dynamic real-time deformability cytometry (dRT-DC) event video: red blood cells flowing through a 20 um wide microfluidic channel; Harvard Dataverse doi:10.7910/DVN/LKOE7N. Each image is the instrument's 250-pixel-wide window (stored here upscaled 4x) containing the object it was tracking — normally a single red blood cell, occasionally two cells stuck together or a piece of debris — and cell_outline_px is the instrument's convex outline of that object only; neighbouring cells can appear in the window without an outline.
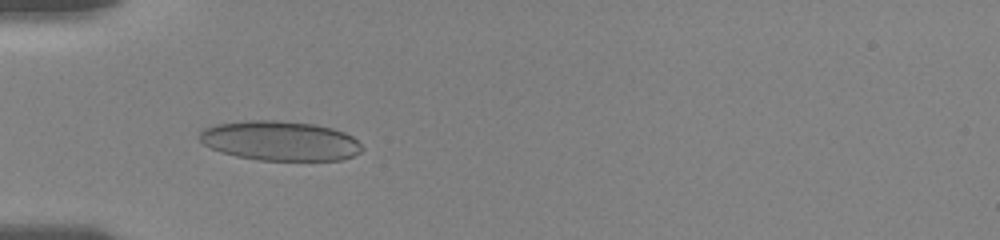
{"species": "human", "species_latin": "Homo sapiens", "temperature_condition": "room temperature", "stored_images_in_passage": 20, "camera_frame_rate_fps": 3000, "um_per_image_px": 0.085, "donor": {"sex": "female"}, "frame": {"image": 1, "passage_image": 1, "time_ms": 0.0, "image_size_px": [1000, 240], "cell_outline_px": [[364, 148], [360, 152], [352, 156], [340, 160], [256, 160], [236, 156], [220, 152], [204, 144], [196, 136], [200, 128], [216, 124], [244, 120], [276, 120], [316, 124], [332, 128], [344, 132], [352, 136]], "centroid_in_image_um": [23.74, 11.96], "position_along_channel_um": 61.3, "area_um2": 37.92}}
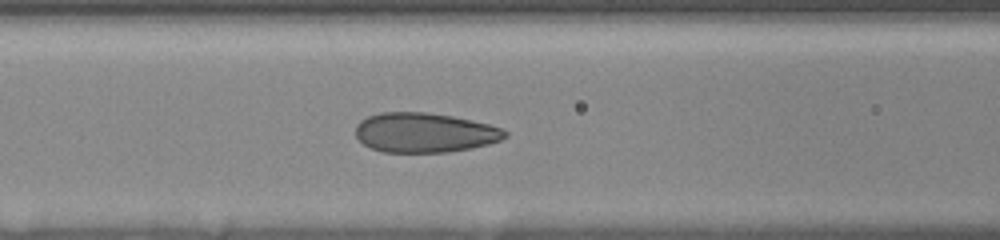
{"frame": {"image": 2, "passage_image": 8, "time_ms": 2.0, "image_size_px": [1000, 240], "cell_outline_px": [[508, 136], [500, 140], [488, 144], [472, 148], [448, 152], [384, 152], [372, 148], [364, 144], [356, 136], [356, 124], [360, 120], [368, 116], [380, 112], [424, 112], [452, 116], [488, 124], [500, 128], [508, 132]], "centroid_in_image_um": [36.08, 11.27], "position_along_channel_um": 130.5, "area_um2": 34.45}}
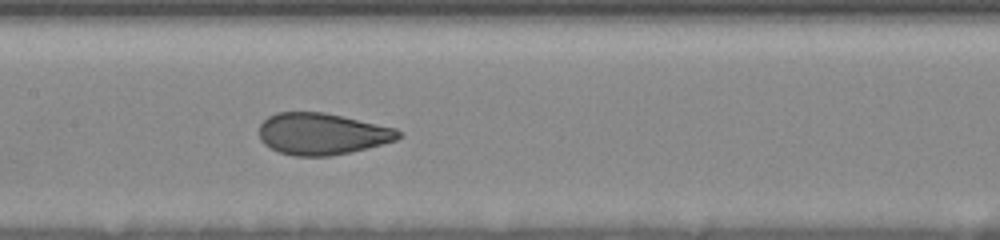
{"frame": {"image": 3, "passage_image": 17, "time_ms": 3.333, "image_size_px": [1000, 240], "cell_outline_px": [[400, 136], [396, 140], [352, 152], [332, 156], [292, 156], [280, 152], [264, 144], [260, 140], [260, 124], [268, 116], [276, 112], [324, 112], [396, 128], [400, 132]], "centroid_in_image_um": [27.36, 11.38], "position_along_channel_um": 180.0, "area_um2": 33.76}}